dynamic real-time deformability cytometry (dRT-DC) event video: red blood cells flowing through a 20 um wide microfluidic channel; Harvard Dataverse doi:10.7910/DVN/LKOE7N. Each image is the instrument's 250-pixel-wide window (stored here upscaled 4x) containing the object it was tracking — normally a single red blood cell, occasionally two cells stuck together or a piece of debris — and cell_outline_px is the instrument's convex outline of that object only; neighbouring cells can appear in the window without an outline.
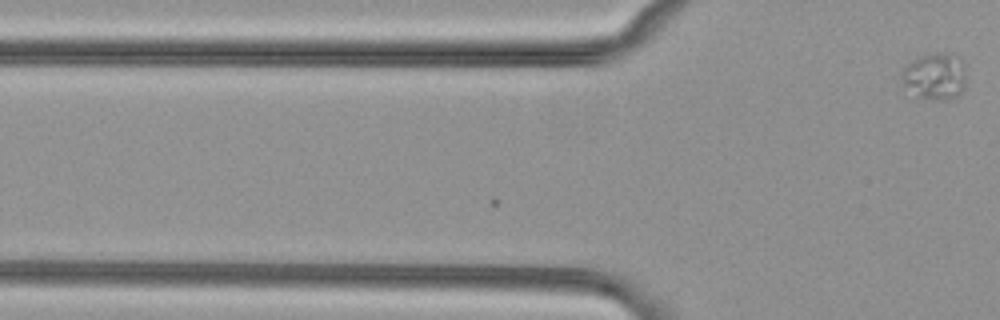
{"species": "common noctule bat (a hibernating species)", "species_latin": "Nyctalus noctula", "temperature_condition": "cold", "stored_images_in_passage": 3, "camera_frame_rate_fps": 3000, "um_per_image_px": 0.085, "animal": {"sex": "female", "body_mass_g": 29.2, "forearm_length_mm": 56.3}, "frame": {"image": 1, "passage_image": 3, "time_ms": 0.667, "image_size_px": [1000, 320], "cell_outline_px": [[964, 88], [956, 96], [944, 100], [916, 96], [904, 84], [900, 76], [904, 68], [916, 56], [948, 56], [960, 60], [964, 64]], "centroid_in_image_um": [79.43, 6.53], "position_along_channel_um": 46.4, "area_um2": 16.53}}